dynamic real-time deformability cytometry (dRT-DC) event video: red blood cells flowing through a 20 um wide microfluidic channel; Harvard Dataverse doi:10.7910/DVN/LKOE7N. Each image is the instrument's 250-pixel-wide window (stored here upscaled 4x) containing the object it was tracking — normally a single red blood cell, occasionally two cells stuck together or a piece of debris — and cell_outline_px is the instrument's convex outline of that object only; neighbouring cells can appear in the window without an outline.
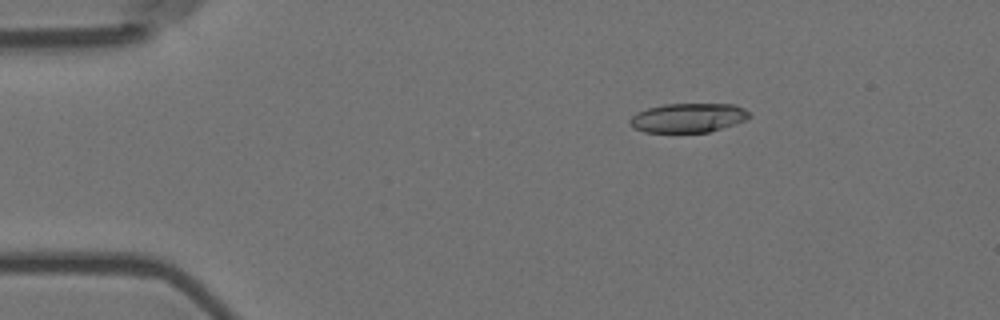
{"species": "Egyptian fruit bat (a non-hibernating species)", "species_latin": "Rousettus aegyptiacus", "temperature_condition": "room temperature", "stored_images_in_passage": 5, "camera_frame_rate_fps": 3000, "um_per_image_px": 0.085, "animal": {"sex": "female"}, "frame": {"image": 1, "passage_image": 3, "time_ms": 0.667, "image_size_px": [1000, 320], "cell_outline_px": [[752, 116], [748, 120], [736, 124], [708, 132], [644, 132], [636, 128], [628, 120], [636, 112], [648, 108], [664, 104], [736, 104], [744, 108]], "centroid_in_image_um": [58.55, 10.01], "position_along_channel_um": 26.5, "area_um2": 20.4}}